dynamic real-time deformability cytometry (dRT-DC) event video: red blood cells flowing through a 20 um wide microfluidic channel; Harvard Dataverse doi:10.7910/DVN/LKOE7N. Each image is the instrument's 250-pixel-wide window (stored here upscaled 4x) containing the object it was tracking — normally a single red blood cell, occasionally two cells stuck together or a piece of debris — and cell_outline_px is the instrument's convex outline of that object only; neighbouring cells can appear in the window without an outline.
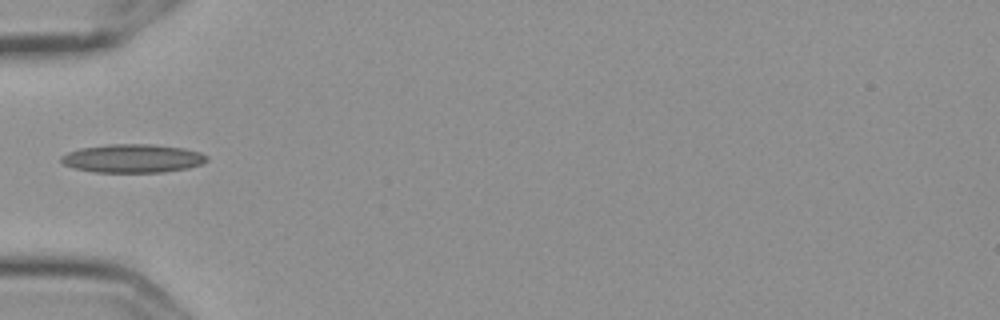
{"species": "Egyptian fruit bat (a non-hibernating species)", "species_latin": "Rousettus aegyptiacus", "temperature_condition": "cold", "stored_images_in_passage": 6, "camera_frame_rate_fps": 3000, "um_per_image_px": 0.085, "frame": {"image": 1, "passage_image": 3, "time_ms": 0.667, "image_size_px": [1000, 320], "cell_outline_px": [[208, 160], [200, 164], [188, 168], [164, 172], [96, 172], [76, 168], [64, 164], [60, 160], [60, 156], [68, 152], [80, 148], [108, 144], [152, 144], [184, 148], [200, 152], [208, 156]], "centroid_in_image_um": [11.29, 13.46], "position_along_channel_um": 73.7, "area_um2": 24.16}}
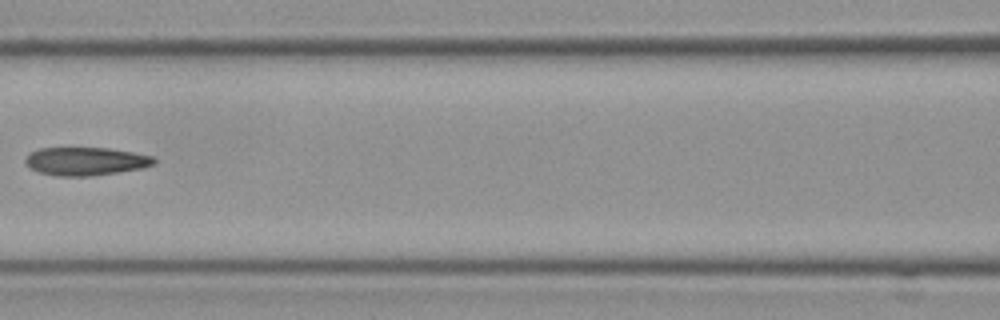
{"frame": {"image": 2, "passage_image": 5, "time_ms": 1.333, "image_size_px": [1000, 320], "cell_outline_px": [[156, 164], [144, 168], [92, 176], [56, 176], [40, 172], [28, 168], [24, 164], [24, 160], [32, 152], [40, 148], [108, 148], [136, 152], [152, 156], [156, 160]], "centroid_in_image_um": [7.31, 13.71], "position_along_channel_um": 159.3, "area_um2": 21.33}}
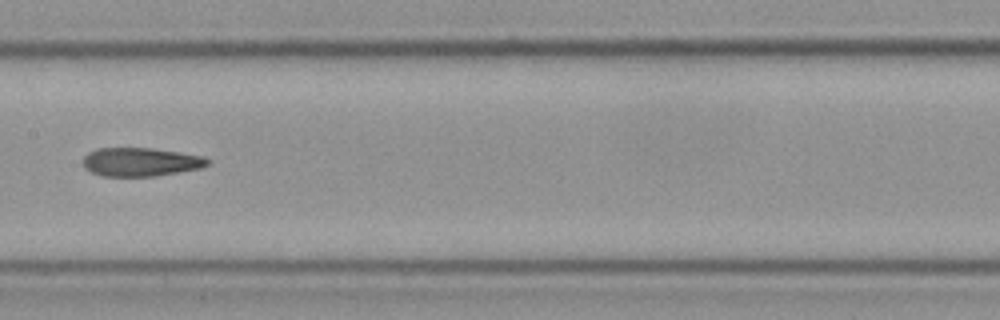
{"frame": {"image": 3, "passage_image": 6, "time_ms": 1.667, "image_size_px": [1000, 320], "cell_outline_px": [[212, 160], [208, 164], [200, 168], [152, 176], [104, 176], [92, 172], [84, 168], [84, 156], [88, 152], [96, 148], [152, 148], [180, 152], [204, 156]], "centroid_in_image_um": [11.96, 13.75], "position_along_channel_um": 195.4, "area_um2": 20.69}}